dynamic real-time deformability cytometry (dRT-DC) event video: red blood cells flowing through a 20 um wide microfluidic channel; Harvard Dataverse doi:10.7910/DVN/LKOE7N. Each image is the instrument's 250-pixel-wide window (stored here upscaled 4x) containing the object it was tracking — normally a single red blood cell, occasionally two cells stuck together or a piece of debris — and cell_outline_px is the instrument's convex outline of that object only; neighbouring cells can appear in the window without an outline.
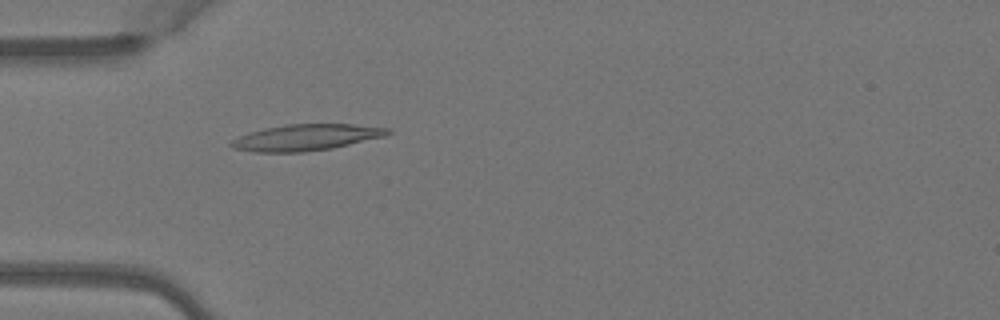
{"species": "Egyptian fruit bat (a non-hibernating species)", "species_latin": "Rousettus aegyptiacus", "temperature_condition": "warm", "stored_images_in_passage": 3, "camera_frame_rate_fps": 3000, "um_per_image_px": 0.085, "animal": {"sex": "female"}, "frame": {"image": 1, "passage_image": 3, "time_ms": 0.667, "image_size_px": [1000, 320], "cell_outline_px": [[392, 132], [384, 136], [332, 148], [304, 152], [252, 152], [232, 148], [228, 144], [232, 140], [248, 132], [264, 128], [288, 124], [352, 124], [392, 128]], "centroid_in_image_um": [25.99, 11.68], "position_along_channel_um": 59.0, "area_um2": 23.99}}